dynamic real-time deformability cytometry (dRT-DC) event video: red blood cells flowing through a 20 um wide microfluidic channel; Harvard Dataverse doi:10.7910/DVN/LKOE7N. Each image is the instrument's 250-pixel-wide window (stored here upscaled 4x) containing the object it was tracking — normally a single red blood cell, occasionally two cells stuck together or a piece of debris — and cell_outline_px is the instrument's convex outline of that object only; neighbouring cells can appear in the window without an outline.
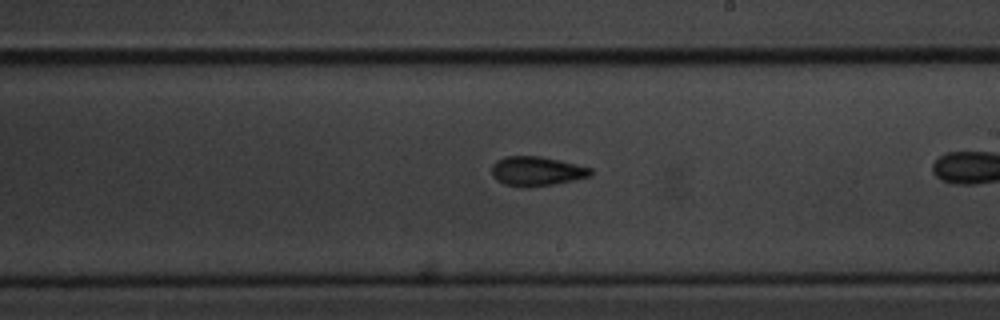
{"species": "common noctule bat (a hibernating species)", "species_latin": "Nyctalus noctula", "temperature_condition": "cold", "stored_images_in_passage": 40, "camera_frame_rate_fps": 3000, "um_per_image_px": 0.085, "animal": {"sex": "male", "body_mass_g": 20.1, "forearm_length_mm": 53.5}, "frame": {"image": 1, "passage_image": 29, "time_ms": 9.333, "image_size_px": [1000, 320], "cell_outline_px": [[592, 176], [552, 184], [528, 188], [520, 188], [504, 184], [496, 180], [492, 176], [492, 164], [496, 160], [504, 156], [540, 156], [560, 160], [592, 168]], "centroid_in_image_um": [45.58, 14.55], "position_along_channel_um": 243.4, "area_um2": 17.17}}